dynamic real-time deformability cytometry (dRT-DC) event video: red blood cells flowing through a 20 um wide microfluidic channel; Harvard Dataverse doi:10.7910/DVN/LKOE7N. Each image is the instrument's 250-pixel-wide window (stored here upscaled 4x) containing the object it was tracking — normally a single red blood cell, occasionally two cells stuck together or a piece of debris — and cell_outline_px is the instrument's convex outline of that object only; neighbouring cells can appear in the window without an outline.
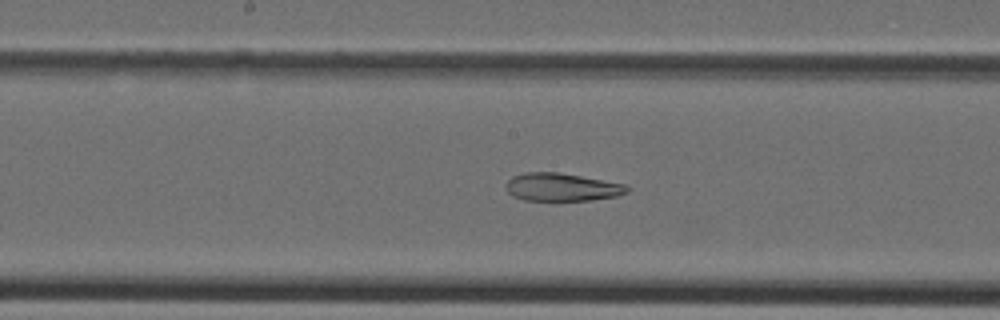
{"species": "Egyptian fruit bat (a non-hibernating species)", "species_latin": "Rousettus aegyptiacus", "temperature_condition": "cold", "stored_images_in_passage": 36, "camera_frame_rate_fps": 3000, "um_per_image_px": 0.085, "animal": {"sex": "female"}, "frame": {"image": 1, "passage_image": 19, "time_ms": 6.0, "image_size_px": [1000, 320], "cell_outline_px": [[632, 188], [628, 192], [616, 196], [592, 200], [524, 200], [512, 196], [504, 188], [504, 184], [512, 176], [524, 172], [556, 172], [580, 176], [624, 184]], "centroid_in_image_um": [47.71, 15.9], "position_along_channel_um": 200.5, "area_um2": 19.77}}
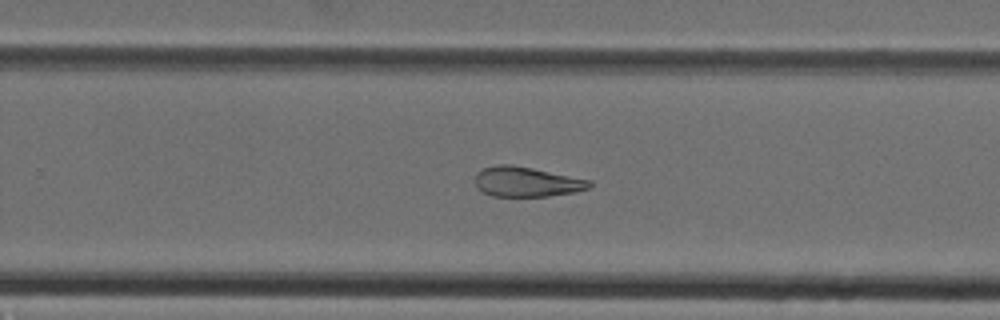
{"frame": {"image": 2, "passage_image": 24, "time_ms": 7.667, "image_size_px": [1000, 320], "cell_outline_px": [[592, 184], [588, 188], [576, 192], [548, 196], [492, 196], [476, 188], [476, 172], [484, 168], [496, 164], [512, 164], [592, 180]], "centroid_in_image_um": [44.76, 15.45], "position_along_channel_um": 285.0, "area_um2": 20.0}}
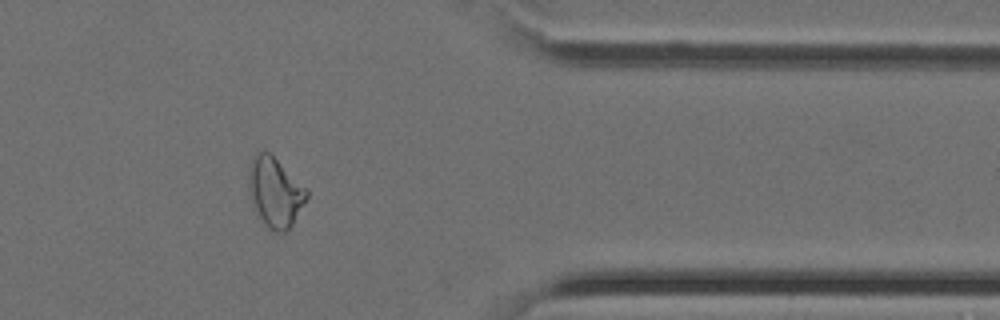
{"frame": {"image": 3, "passage_image": 31, "time_ms": 10.0, "image_size_px": [1000, 320], "cell_outline_px": [[308, 196], [288, 232], [276, 232], [268, 228], [264, 224], [252, 208], [248, 188], [248, 168], [256, 152], [268, 152], [308, 188]], "centroid_in_image_um": [23.36, 16.36], "position_along_channel_um": 388.0, "area_um2": 23.76}}